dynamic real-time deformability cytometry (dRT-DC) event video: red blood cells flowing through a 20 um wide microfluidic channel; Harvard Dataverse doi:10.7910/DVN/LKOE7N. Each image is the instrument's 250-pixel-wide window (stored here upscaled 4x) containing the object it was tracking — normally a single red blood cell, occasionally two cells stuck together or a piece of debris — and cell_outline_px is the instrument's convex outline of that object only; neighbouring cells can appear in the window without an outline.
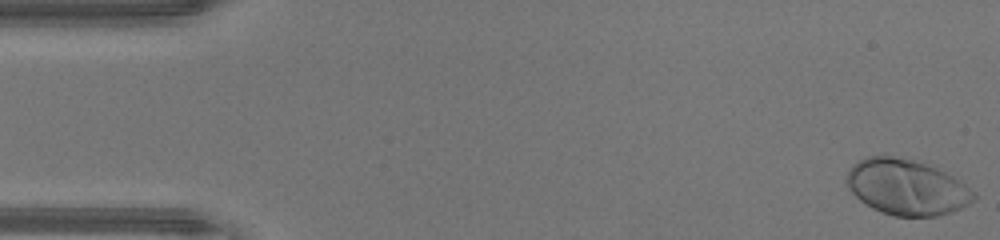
{"species": "human", "species_latin": "Homo sapiens", "temperature_condition": "warm", "stored_images_in_passage": 47, "camera_frame_rate_fps": 3000, "um_per_image_px": 0.085, "donor": {"sex": "male"}, "frame": {"image": 1, "passage_image": 1, "time_ms": 0.0, "image_size_px": [1000, 240], "cell_outline_px": [[976, 200], [952, 212], [936, 216], [896, 216], [872, 208], [860, 200], [848, 188], [844, 180], [852, 164], [868, 156], [892, 156], [920, 160], [952, 176], [976, 192]], "centroid_in_image_um": [77.06, 15.9], "position_along_channel_um": 7.9, "area_um2": 41.27}}
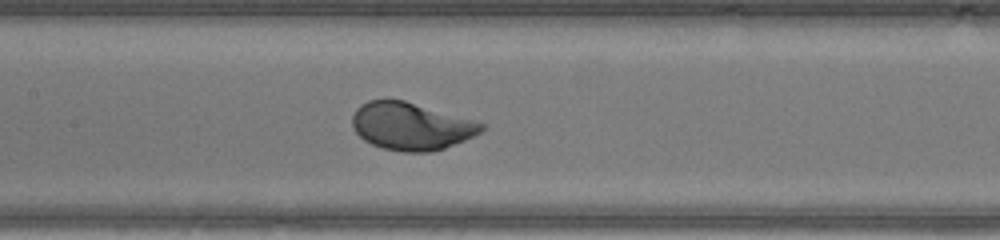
{"frame": {"image": 2, "passage_image": 22, "time_ms": 7.0, "image_size_px": [1000, 240], "cell_outline_px": [[484, 128], [480, 132], [464, 140], [444, 148], [432, 152], [404, 152], [384, 148], [372, 144], [364, 140], [356, 132], [352, 124], [352, 116], [356, 108], [360, 104], [368, 100], [404, 100], [484, 124]], "centroid_in_image_um": [34.89, 10.73], "position_along_channel_um": 172.5, "area_um2": 35.2}}
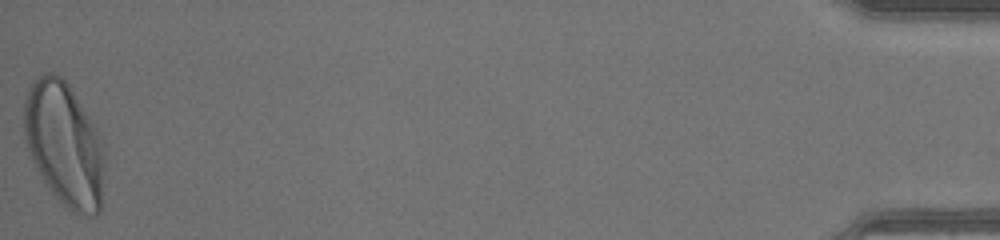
{"frame": {"image": 3, "passage_image": 47, "time_ms": 15.333, "image_size_px": [1000, 240], "cell_outline_px": [[104, 168], [100, 212], [96, 216], [92, 216], [72, 212], [44, 184], [32, 160], [24, 140], [24, 100], [32, 80], [44, 72], [52, 72], [60, 76], [68, 84], [104, 140]], "centroid_in_image_um": [5.46, 12.25], "position_along_channel_um": 429.7, "area_um2": 58.49}, "authors_computed_cell_mechanics": {"area_um2": 36.4718, "velocity_mm_per_s": 4.3909, "shape_relaxation_time_tau1_ms": 1.7909, "shape_relaxation_time_tau2_ms": null, "deformation_change_tau1": 0.1563, "deformation_change_tau2": null}}